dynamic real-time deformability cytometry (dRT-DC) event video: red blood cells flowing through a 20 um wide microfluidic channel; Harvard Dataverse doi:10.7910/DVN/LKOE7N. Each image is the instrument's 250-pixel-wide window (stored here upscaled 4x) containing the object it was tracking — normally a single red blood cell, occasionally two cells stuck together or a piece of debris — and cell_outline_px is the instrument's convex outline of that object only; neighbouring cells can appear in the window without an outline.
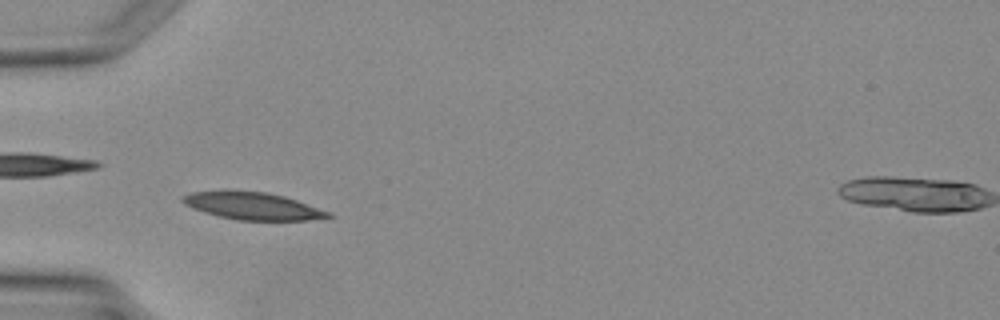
{"species": "Egyptian fruit bat (a non-hibernating species)", "species_latin": "Rousettus aegyptiacus", "temperature_condition": "warm", "stored_images_in_passage": 1, "camera_frame_rate_fps": 3000, "um_per_image_px": 0.085, "animal": {"sex": "female"}, "frame": {"image": 1, "passage_image": 1, "time_ms": 0.0, "image_size_px": [1000, 320], "cell_outline_px": [[336, 216], [308, 220], [240, 220], [220, 216], [204, 212], [184, 204], [180, 200], [184, 196], [192, 192], [268, 192], [284, 196], [332, 212]], "centroid_in_image_um": [21.57, 17.53], "position_along_channel_um": 63.4, "area_um2": 22.6}}